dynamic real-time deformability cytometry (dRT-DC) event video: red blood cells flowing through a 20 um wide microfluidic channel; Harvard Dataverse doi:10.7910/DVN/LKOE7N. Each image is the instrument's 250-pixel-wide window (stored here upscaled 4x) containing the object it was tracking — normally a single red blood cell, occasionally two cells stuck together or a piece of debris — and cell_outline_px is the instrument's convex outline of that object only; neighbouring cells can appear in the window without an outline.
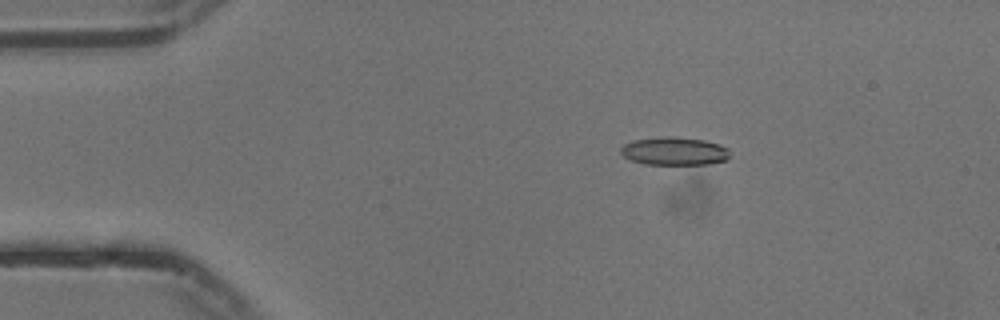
{"species": "common noctule bat (a hibernating species)", "species_latin": "Nyctalus noctula", "temperature_condition": "cold", "stored_images_in_passage": 46, "camera_frame_rate_fps": 3000, "um_per_image_px": 0.085, "animal": {"sex": "male", "body_mass_g": 13.3}, "frame": {"image": 1, "passage_image": 1, "time_ms": 0.0, "image_size_px": [1000, 320], "cell_outline_px": [[728, 160], [708, 164], [644, 164], [632, 160], [624, 156], [620, 152], [620, 148], [624, 144], [632, 140], [660, 136], [676, 136], [704, 140], [720, 144], [728, 148]], "centroid_in_image_um": [57.31, 12.83], "position_along_channel_um": 27.7, "area_um2": 18.03}}
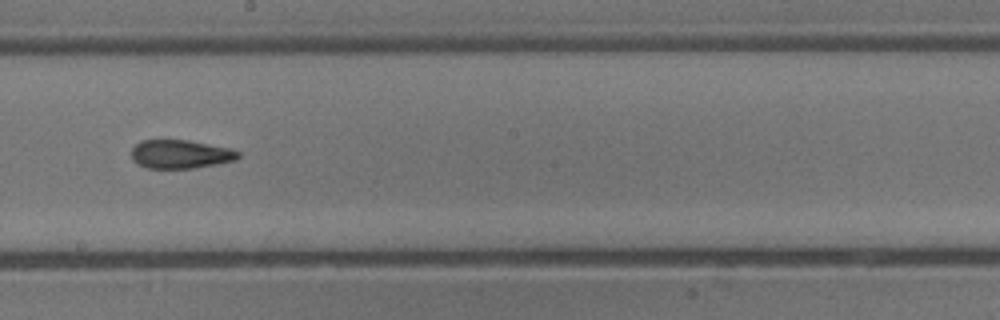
{"frame": {"image": 2, "passage_image": 22, "time_ms": 7.0, "image_size_px": [1000, 320], "cell_outline_px": [[240, 156], [236, 160], [196, 168], [148, 168], [136, 164], [132, 160], [132, 148], [140, 140], [188, 140], [232, 148], [240, 152]], "centroid_in_image_um": [15.35, 13.1], "position_along_channel_um": 232.9, "area_um2": 17.98}}
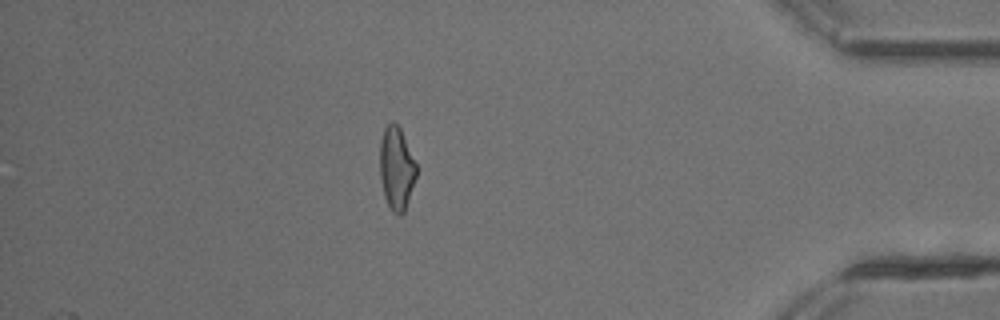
{"frame": {"image": 3, "passage_image": 39, "time_ms": 12.667, "image_size_px": [1000, 320], "cell_outline_px": [[416, 176], [404, 212], [400, 216], [396, 216], [392, 212], [384, 196], [380, 176], [380, 140], [384, 128], [392, 120], [400, 128], [416, 164]], "centroid_in_image_um": [33.68, 14.32], "position_along_channel_um": 401.5, "area_um2": 17.51}, "authors_computed_cell_mechanics": {"area_um2": 18.3804, "velocity_mm_per_s": 3.7574, "shape_relaxation_time_tau1_ms": null, "shape_relaxation_time_tau2_ms": 2.1397, "deformation_change_tau1": null, "deformation_change_tau2": 0.0986}}